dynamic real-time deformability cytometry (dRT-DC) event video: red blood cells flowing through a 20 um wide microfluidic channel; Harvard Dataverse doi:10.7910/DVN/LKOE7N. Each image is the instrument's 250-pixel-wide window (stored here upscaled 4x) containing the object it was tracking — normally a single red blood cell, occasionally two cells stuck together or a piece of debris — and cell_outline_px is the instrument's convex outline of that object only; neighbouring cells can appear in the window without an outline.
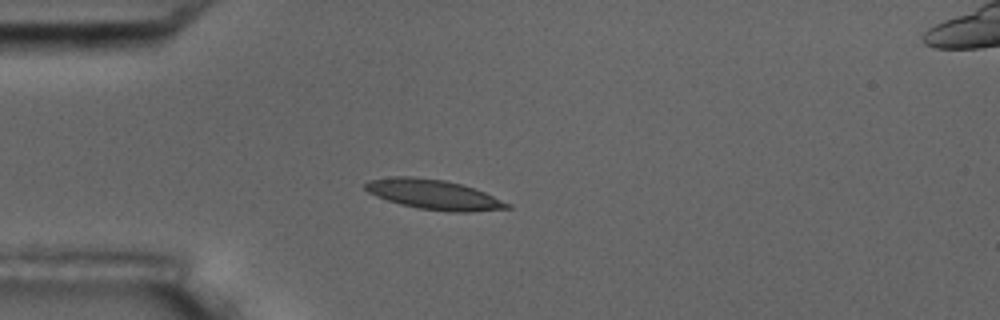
{"species": "common noctule bat (a hibernating species)", "species_latin": "Nyctalus noctula", "temperature_condition": "room temperature", "stored_images_in_passage": 4, "camera_frame_rate_fps": 3000, "um_per_image_px": 0.085, "animal": {"sex": "male", "body_mass_g": 17.5, "forearm_length_mm": 52.3}, "frame": {"image": 1, "passage_image": 4, "time_ms": 3.333, "image_size_px": [1000, 320], "cell_outline_px": [[512, 208], [472, 212], [452, 212], [420, 208], [400, 204], [376, 196], [368, 192], [364, 188], [364, 184], [368, 180], [392, 176], [412, 176], [444, 180], [460, 184], [484, 192], [512, 204]], "centroid_in_image_um": [36.87, 16.53], "position_along_channel_um": 48.1, "area_um2": 24.62}}